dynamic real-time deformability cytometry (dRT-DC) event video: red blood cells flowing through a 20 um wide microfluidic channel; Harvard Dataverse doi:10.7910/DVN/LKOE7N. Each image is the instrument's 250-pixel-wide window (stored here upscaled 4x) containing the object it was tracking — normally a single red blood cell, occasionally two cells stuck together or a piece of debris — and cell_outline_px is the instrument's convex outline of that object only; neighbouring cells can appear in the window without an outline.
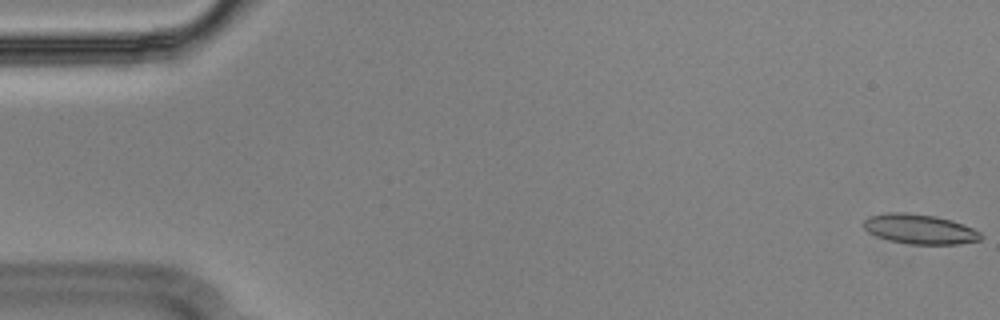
{"species": "Egyptian fruit bat (a non-hibernating species)", "species_latin": "Rousettus aegyptiacus", "temperature_condition": "cold", "stored_images_in_passage": 56, "camera_frame_rate_fps": 3000, "um_per_image_px": 0.085, "animal": {"sex": "male"}, "frame": {"image": 1, "passage_image": 1, "time_ms": 0.0, "image_size_px": [1000, 320], "cell_outline_px": [[984, 236], [980, 240], [960, 244], [908, 244], [888, 240], [876, 236], [868, 232], [864, 228], [864, 220], [868, 216], [888, 212], [908, 212], [936, 216], [952, 220], [972, 228], [980, 232]], "centroid_in_image_um": [78.17, 19.47], "position_along_channel_um": 6.8, "area_um2": 20.52}}
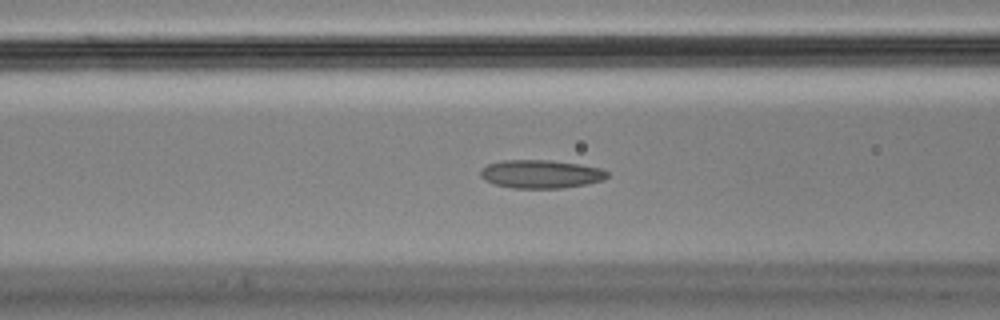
{"frame": {"image": 2, "passage_image": 22, "time_ms": 7.0, "image_size_px": [1000, 320], "cell_outline_px": [[608, 176], [604, 180], [584, 184], [560, 188], [512, 188], [496, 184], [484, 180], [480, 176], [480, 172], [488, 164], [504, 160], [548, 160], [580, 164], [600, 168], [608, 172]], "centroid_in_image_um": [45.97, 14.79], "position_along_channel_um": 120.6, "area_um2": 20.75}}
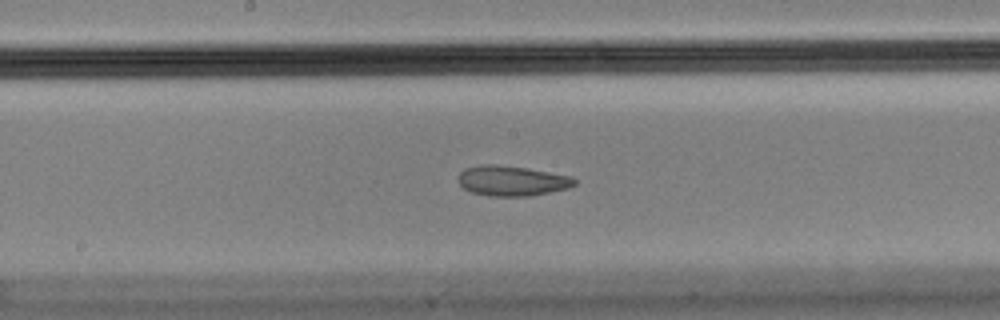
{"frame": {"image": 3, "passage_image": 29, "time_ms": 9.333, "image_size_px": [1000, 320], "cell_outline_px": [[576, 184], [568, 188], [528, 196], [488, 196], [472, 192], [464, 188], [456, 180], [460, 172], [464, 168], [480, 164], [496, 164], [528, 168], [572, 176], [576, 180]], "centroid_in_image_um": [43.48, 15.35], "position_along_channel_um": 204.7, "area_um2": 20.58}, "authors_computed_cell_mechanics": {"area_um2": 20.9814, "velocity_mm_per_s": 3.5937, "shape_relaxation_time_tau1_ms": null, "shape_relaxation_time_tau2_ms": 2.3418, "deformation_change_tau1": null, "deformation_change_tau2": 0.0868}}